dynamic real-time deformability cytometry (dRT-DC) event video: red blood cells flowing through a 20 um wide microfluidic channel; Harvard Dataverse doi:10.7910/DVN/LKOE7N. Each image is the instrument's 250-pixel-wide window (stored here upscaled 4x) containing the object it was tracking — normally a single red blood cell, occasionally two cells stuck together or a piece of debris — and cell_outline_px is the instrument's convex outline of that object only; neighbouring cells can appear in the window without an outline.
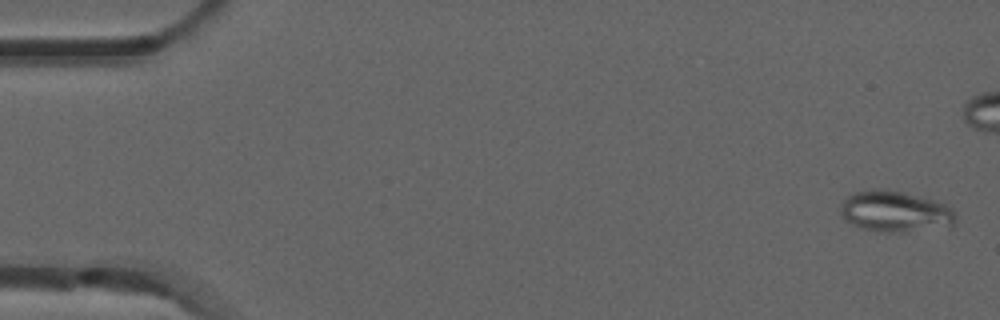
{"species": "common noctule bat (a hibernating species)", "species_latin": "Nyctalus noctula", "temperature_condition": "room temperature", "stored_images_in_passage": 5, "camera_frame_rate_fps": 3000, "um_per_image_px": 0.085, "animal": {"sex": "male", "forearm_length_mm": 52.5}, "frame": {"image": 1, "passage_image": 1, "time_ms": 0.0, "image_size_px": [1000, 320], "cell_outline_px": [[956, 220], [952, 224], [908, 232], [880, 232], [860, 228], [844, 220], [840, 212], [840, 204], [848, 196], [856, 192], [872, 188], [876, 188], [900, 192], [932, 200], [944, 204], [952, 208], [956, 212]], "centroid_in_image_um": [76.02, 17.98], "position_along_channel_um": 9.0, "area_um2": 27.28}}